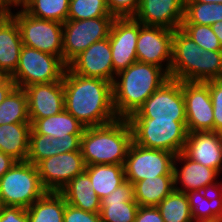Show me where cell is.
I'll list each match as a JSON object with an SVG mask.
<instances>
[{"mask_svg":"<svg viewBox=\"0 0 222 222\" xmlns=\"http://www.w3.org/2000/svg\"><path fill=\"white\" fill-rule=\"evenodd\" d=\"M174 190L187 193L195 190L212 191L222 187L220 173L187 158L182 152L175 155L173 163Z\"/></svg>","mask_w":222,"mask_h":222,"instance_id":"15","label":"cell"},{"mask_svg":"<svg viewBox=\"0 0 222 222\" xmlns=\"http://www.w3.org/2000/svg\"><path fill=\"white\" fill-rule=\"evenodd\" d=\"M211 27L222 45V21L216 22Z\"/></svg>","mask_w":222,"mask_h":222,"instance_id":"48","label":"cell"},{"mask_svg":"<svg viewBox=\"0 0 222 222\" xmlns=\"http://www.w3.org/2000/svg\"><path fill=\"white\" fill-rule=\"evenodd\" d=\"M222 21V3L185 2L182 23L212 26Z\"/></svg>","mask_w":222,"mask_h":222,"instance_id":"32","label":"cell"},{"mask_svg":"<svg viewBox=\"0 0 222 222\" xmlns=\"http://www.w3.org/2000/svg\"><path fill=\"white\" fill-rule=\"evenodd\" d=\"M185 0H140L134 18L146 26H161L171 30L181 27Z\"/></svg>","mask_w":222,"mask_h":222,"instance_id":"20","label":"cell"},{"mask_svg":"<svg viewBox=\"0 0 222 222\" xmlns=\"http://www.w3.org/2000/svg\"><path fill=\"white\" fill-rule=\"evenodd\" d=\"M187 132L213 131V104L206 82L182 81Z\"/></svg>","mask_w":222,"mask_h":222,"instance_id":"14","label":"cell"},{"mask_svg":"<svg viewBox=\"0 0 222 222\" xmlns=\"http://www.w3.org/2000/svg\"><path fill=\"white\" fill-rule=\"evenodd\" d=\"M63 222H102L99 213L84 210L66 204Z\"/></svg>","mask_w":222,"mask_h":222,"instance_id":"40","label":"cell"},{"mask_svg":"<svg viewBox=\"0 0 222 222\" xmlns=\"http://www.w3.org/2000/svg\"><path fill=\"white\" fill-rule=\"evenodd\" d=\"M11 156L0 151V178L15 164Z\"/></svg>","mask_w":222,"mask_h":222,"instance_id":"45","label":"cell"},{"mask_svg":"<svg viewBox=\"0 0 222 222\" xmlns=\"http://www.w3.org/2000/svg\"><path fill=\"white\" fill-rule=\"evenodd\" d=\"M85 127L65 109L56 115L36 119L30 134H42L56 138H81Z\"/></svg>","mask_w":222,"mask_h":222,"instance_id":"23","label":"cell"},{"mask_svg":"<svg viewBox=\"0 0 222 222\" xmlns=\"http://www.w3.org/2000/svg\"><path fill=\"white\" fill-rule=\"evenodd\" d=\"M115 17L67 20L63 23V62L68 65L94 42L109 36Z\"/></svg>","mask_w":222,"mask_h":222,"instance_id":"8","label":"cell"},{"mask_svg":"<svg viewBox=\"0 0 222 222\" xmlns=\"http://www.w3.org/2000/svg\"><path fill=\"white\" fill-rule=\"evenodd\" d=\"M17 0H7V2L12 6Z\"/></svg>","mask_w":222,"mask_h":222,"instance_id":"50","label":"cell"},{"mask_svg":"<svg viewBox=\"0 0 222 222\" xmlns=\"http://www.w3.org/2000/svg\"><path fill=\"white\" fill-rule=\"evenodd\" d=\"M40 181L47 192H60L85 171L81 149L48 157L37 165Z\"/></svg>","mask_w":222,"mask_h":222,"instance_id":"12","label":"cell"},{"mask_svg":"<svg viewBox=\"0 0 222 222\" xmlns=\"http://www.w3.org/2000/svg\"><path fill=\"white\" fill-rule=\"evenodd\" d=\"M63 85L65 110L85 128L106 125L118 119L113 107L111 82L83 77L66 68Z\"/></svg>","mask_w":222,"mask_h":222,"instance_id":"1","label":"cell"},{"mask_svg":"<svg viewBox=\"0 0 222 222\" xmlns=\"http://www.w3.org/2000/svg\"><path fill=\"white\" fill-rule=\"evenodd\" d=\"M67 68L83 77L101 78L114 82V68L109 38L94 42L75 57Z\"/></svg>","mask_w":222,"mask_h":222,"instance_id":"17","label":"cell"},{"mask_svg":"<svg viewBox=\"0 0 222 222\" xmlns=\"http://www.w3.org/2000/svg\"><path fill=\"white\" fill-rule=\"evenodd\" d=\"M54 155L67 153L71 151H79L81 138H56L52 137Z\"/></svg>","mask_w":222,"mask_h":222,"instance_id":"42","label":"cell"},{"mask_svg":"<svg viewBox=\"0 0 222 222\" xmlns=\"http://www.w3.org/2000/svg\"><path fill=\"white\" fill-rule=\"evenodd\" d=\"M134 198L139 206H157L174 190V175H161L135 182Z\"/></svg>","mask_w":222,"mask_h":222,"instance_id":"28","label":"cell"},{"mask_svg":"<svg viewBox=\"0 0 222 222\" xmlns=\"http://www.w3.org/2000/svg\"><path fill=\"white\" fill-rule=\"evenodd\" d=\"M213 104V131L222 134V79L206 81Z\"/></svg>","mask_w":222,"mask_h":222,"instance_id":"38","label":"cell"},{"mask_svg":"<svg viewBox=\"0 0 222 222\" xmlns=\"http://www.w3.org/2000/svg\"><path fill=\"white\" fill-rule=\"evenodd\" d=\"M174 157L172 152L144 148L132 142L124 162L126 181L134 184L146 178L174 175Z\"/></svg>","mask_w":222,"mask_h":222,"instance_id":"9","label":"cell"},{"mask_svg":"<svg viewBox=\"0 0 222 222\" xmlns=\"http://www.w3.org/2000/svg\"><path fill=\"white\" fill-rule=\"evenodd\" d=\"M24 46L59 57L63 61V24L38 19L25 11H13Z\"/></svg>","mask_w":222,"mask_h":222,"instance_id":"7","label":"cell"},{"mask_svg":"<svg viewBox=\"0 0 222 222\" xmlns=\"http://www.w3.org/2000/svg\"><path fill=\"white\" fill-rule=\"evenodd\" d=\"M140 22L134 17H115L109 32L114 79L118 72L137 61L136 47Z\"/></svg>","mask_w":222,"mask_h":222,"instance_id":"13","label":"cell"},{"mask_svg":"<svg viewBox=\"0 0 222 222\" xmlns=\"http://www.w3.org/2000/svg\"><path fill=\"white\" fill-rule=\"evenodd\" d=\"M31 123L0 125V151L16 161H27Z\"/></svg>","mask_w":222,"mask_h":222,"instance_id":"26","label":"cell"},{"mask_svg":"<svg viewBox=\"0 0 222 222\" xmlns=\"http://www.w3.org/2000/svg\"><path fill=\"white\" fill-rule=\"evenodd\" d=\"M70 0H36L25 12L31 16L64 23L67 21Z\"/></svg>","mask_w":222,"mask_h":222,"instance_id":"33","label":"cell"},{"mask_svg":"<svg viewBox=\"0 0 222 222\" xmlns=\"http://www.w3.org/2000/svg\"><path fill=\"white\" fill-rule=\"evenodd\" d=\"M98 17H114L106 0H70L67 20H85Z\"/></svg>","mask_w":222,"mask_h":222,"instance_id":"34","label":"cell"},{"mask_svg":"<svg viewBox=\"0 0 222 222\" xmlns=\"http://www.w3.org/2000/svg\"><path fill=\"white\" fill-rule=\"evenodd\" d=\"M180 29L202 49L222 51V45L209 25L182 23Z\"/></svg>","mask_w":222,"mask_h":222,"instance_id":"35","label":"cell"},{"mask_svg":"<svg viewBox=\"0 0 222 222\" xmlns=\"http://www.w3.org/2000/svg\"><path fill=\"white\" fill-rule=\"evenodd\" d=\"M133 142L137 145L172 152L177 155L186 144V120H155V118H128Z\"/></svg>","mask_w":222,"mask_h":222,"instance_id":"4","label":"cell"},{"mask_svg":"<svg viewBox=\"0 0 222 222\" xmlns=\"http://www.w3.org/2000/svg\"><path fill=\"white\" fill-rule=\"evenodd\" d=\"M182 153L192 161L222 174V134L216 131L188 132Z\"/></svg>","mask_w":222,"mask_h":222,"instance_id":"19","label":"cell"},{"mask_svg":"<svg viewBox=\"0 0 222 222\" xmlns=\"http://www.w3.org/2000/svg\"><path fill=\"white\" fill-rule=\"evenodd\" d=\"M51 140V136L30 134L27 161L37 165L43 159L54 156Z\"/></svg>","mask_w":222,"mask_h":222,"instance_id":"37","label":"cell"},{"mask_svg":"<svg viewBox=\"0 0 222 222\" xmlns=\"http://www.w3.org/2000/svg\"><path fill=\"white\" fill-rule=\"evenodd\" d=\"M129 118L186 120L182 81L170 78Z\"/></svg>","mask_w":222,"mask_h":222,"instance_id":"10","label":"cell"},{"mask_svg":"<svg viewBox=\"0 0 222 222\" xmlns=\"http://www.w3.org/2000/svg\"><path fill=\"white\" fill-rule=\"evenodd\" d=\"M222 79V51L203 49L200 60V82Z\"/></svg>","mask_w":222,"mask_h":222,"instance_id":"36","label":"cell"},{"mask_svg":"<svg viewBox=\"0 0 222 222\" xmlns=\"http://www.w3.org/2000/svg\"><path fill=\"white\" fill-rule=\"evenodd\" d=\"M36 0H17L13 5V11H25Z\"/></svg>","mask_w":222,"mask_h":222,"instance_id":"47","label":"cell"},{"mask_svg":"<svg viewBox=\"0 0 222 222\" xmlns=\"http://www.w3.org/2000/svg\"><path fill=\"white\" fill-rule=\"evenodd\" d=\"M139 205L134 198V186L126 181L101 199L102 222H134Z\"/></svg>","mask_w":222,"mask_h":222,"instance_id":"21","label":"cell"},{"mask_svg":"<svg viewBox=\"0 0 222 222\" xmlns=\"http://www.w3.org/2000/svg\"><path fill=\"white\" fill-rule=\"evenodd\" d=\"M22 37L16 19L11 15L0 21V76L11 77L19 62Z\"/></svg>","mask_w":222,"mask_h":222,"instance_id":"22","label":"cell"},{"mask_svg":"<svg viewBox=\"0 0 222 222\" xmlns=\"http://www.w3.org/2000/svg\"><path fill=\"white\" fill-rule=\"evenodd\" d=\"M194 222H222V187L186 193Z\"/></svg>","mask_w":222,"mask_h":222,"instance_id":"24","label":"cell"},{"mask_svg":"<svg viewBox=\"0 0 222 222\" xmlns=\"http://www.w3.org/2000/svg\"><path fill=\"white\" fill-rule=\"evenodd\" d=\"M27 94L30 123L62 112L64 107V85L61 81L32 84L24 88Z\"/></svg>","mask_w":222,"mask_h":222,"instance_id":"18","label":"cell"},{"mask_svg":"<svg viewBox=\"0 0 222 222\" xmlns=\"http://www.w3.org/2000/svg\"><path fill=\"white\" fill-rule=\"evenodd\" d=\"M133 134L127 119L85 128L80 149L86 166L97 164H124Z\"/></svg>","mask_w":222,"mask_h":222,"instance_id":"3","label":"cell"},{"mask_svg":"<svg viewBox=\"0 0 222 222\" xmlns=\"http://www.w3.org/2000/svg\"><path fill=\"white\" fill-rule=\"evenodd\" d=\"M156 207L164 222H194L186 193L173 190Z\"/></svg>","mask_w":222,"mask_h":222,"instance_id":"31","label":"cell"},{"mask_svg":"<svg viewBox=\"0 0 222 222\" xmlns=\"http://www.w3.org/2000/svg\"><path fill=\"white\" fill-rule=\"evenodd\" d=\"M174 30L140 23L137 39V61L163 68L170 77Z\"/></svg>","mask_w":222,"mask_h":222,"instance_id":"11","label":"cell"},{"mask_svg":"<svg viewBox=\"0 0 222 222\" xmlns=\"http://www.w3.org/2000/svg\"><path fill=\"white\" fill-rule=\"evenodd\" d=\"M107 8L114 17H134L140 0H106Z\"/></svg>","mask_w":222,"mask_h":222,"instance_id":"39","label":"cell"},{"mask_svg":"<svg viewBox=\"0 0 222 222\" xmlns=\"http://www.w3.org/2000/svg\"><path fill=\"white\" fill-rule=\"evenodd\" d=\"M66 68L59 57L23 45L18 66L10 78L16 87L24 89L32 84L61 81Z\"/></svg>","mask_w":222,"mask_h":222,"instance_id":"6","label":"cell"},{"mask_svg":"<svg viewBox=\"0 0 222 222\" xmlns=\"http://www.w3.org/2000/svg\"><path fill=\"white\" fill-rule=\"evenodd\" d=\"M46 192L37 166L28 161H16L0 178V202L3 206L27 209Z\"/></svg>","mask_w":222,"mask_h":222,"instance_id":"5","label":"cell"},{"mask_svg":"<svg viewBox=\"0 0 222 222\" xmlns=\"http://www.w3.org/2000/svg\"><path fill=\"white\" fill-rule=\"evenodd\" d=\"M12 6L7 0H0V17L6 18L12 15Z\"/></svg>","mask_w":222,"mask_h":222,"instance_id":"46","label":"cell"},{"mask_svg":"<svg viewBox=\"0 0 222 222\" xmlns=\"http://www.w3.org/2000/svg\"><path fill=\"white\" fill-rule=\"evenodd\" d=\"M0 222H28L27 210L21 207L2 205Z\"/></svg>","mask_w":222,"mask_h":222,"instance_id":"41","label":"cell"},{"mask_svg":"<svg viewBox=\"0 0 222 222\" xmlns=\"http://www.w3.org/2000/svg\"><path fill=\"white\" fill-rule=\"evenodd\" d=\"M203 49L180 28L173 33L170 78L178 81L200 82V60Z\"/></svg>","mask_w":222,"mask_h":222,"instance_id":"16","label":"cell"},{"mask_svg":"<svg viewBox=\"0 0 222 222\" xmlns=\"http://www.w3.org/2000/svg\"><path fill=\"white\" fill-rule=\"evenodd\" d=\"M30 123L27 94L15 87L0 104V125Z\"/></svg>","mask_w":222,"mask_h":222,"instance_id":"30","label":"cell"},{"mask_svg":"<svg viewBox=\"0 0 222 222\" xmlns=\"http://www.w3.org/2000/svg\"><path fill=\"white\" fill-rule=\"evenodd\" d=\"M89 175L84 171L73 178L60 193L64 196L66 203L91 213H99L101 199L91 188Z\"/></svg>","mask_w":222,"mask_h":222,"instance_id":"25","label":"cell"},{"mask_svg":"<svg viewBox=\"0 0 222 222\" xmlns=\"http://www.w3.org/2000/svg\"><path fill=\"white\" fill-rule=\"evenodd\" d=\"M66 200L60 192H46L28 207V222H63Z\"/></svg>","mask_w":222,"mask_h":222,"instance_id":"29","label":"cell"},{"mask_svg":"<svg viewBox=\"0 0 222 222\" xmlns=\"http://www.w3.org/2000/svg\"><path fill=\"white\" fill-rule=\"evenodd\" d=\"M15 87V83L10 77L0 76V104Z\"/></svg>","mask_w":222,"mask_h":222,"instance_id":"44","label":"cell"},{"mask_svg":"<svg viewBox=\"0 0 222 222\" xmlns=\"http://www.w3.org/2000/svg\"><path fill=\"white\" fill-rule=\"evenodd\" d=\"M92 183L91 188L100 199L108 196L126 182L124 164H97L85 166Z\"/></svg>","mask_w":222,"mask_h":222,"instance_id":"27","label":"cell"},{"mask_svg":"<svg viewBox=\"0 0 222 222\" xmlns=\"http://www.w3.org/2000/svg\"><path fill=\"white\" fill-rule=\"evenodd\" d=\"M169 79L163 68L139 61L118 72L112 83L113 107L117 117L128 119Z\"/></svg>","mask_w":222,"mask_h":222,"instance_id":"2","label":"cell"},{"mask_svg":"<svg viewBox=\"0 0 222 222\" xmlns=\"http://www.w3.org/2000/svg\"><path fill=\"white\" fill-rule=\"evenodd\" d=\"M185 2H200V3H222V0H185Z\"/></svg>","mask_w":222,"mask_h":222,"instance_id":"49","label":"cell"},{"mask_svg":"<svg viewBox=\"0 0 222 222\" xmlns=\"http://www.w3.org/2000/svg\"><path fill=\"white\" fill-rule=\"evenodd\" d=\"M134 222H164L156 206H139Z\"/></svg>","mask_w":222,"mask_h":222,"instance_id":"43","label":"cell"}]
</instances>
